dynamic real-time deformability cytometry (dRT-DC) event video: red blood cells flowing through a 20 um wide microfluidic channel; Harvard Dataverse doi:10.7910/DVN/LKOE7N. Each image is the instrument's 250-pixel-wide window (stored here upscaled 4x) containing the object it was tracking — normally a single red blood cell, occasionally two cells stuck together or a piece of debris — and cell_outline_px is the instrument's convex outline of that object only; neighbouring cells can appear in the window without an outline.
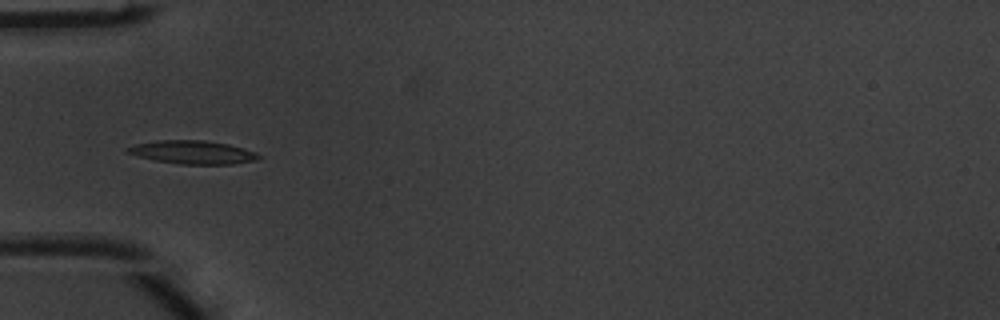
{"species": "common noctule bat (a hibernating species)", "species_latin": "Nyctalus noctula", "temperature_condition": "warm", "stored_images_in_passage": 5, "camera_frame_rate_fps": 3000, "um_per_image_px": 0.085, "animal": {"sex": "male", "body_mass_g": 20.1, "forearm_length_mm": 53.5}, "frame": {"image": 1, "passage_image": 5, "time_ms": 1.333, "image_size_px": [1000, 320], "cell_outline_px": [[264, 156], [256, 160], [232, 164], [180, 164], [156, 160], [136, 156], [124, 152], [124, 148], [136, 144], [156, 140], [204, 140], [228, 144], [244, 148], [256, 152]], "centroid_in_image_um": [16.37, 12.94], "position_along_channel_um": 68.6, "area_um2": 17.98}}